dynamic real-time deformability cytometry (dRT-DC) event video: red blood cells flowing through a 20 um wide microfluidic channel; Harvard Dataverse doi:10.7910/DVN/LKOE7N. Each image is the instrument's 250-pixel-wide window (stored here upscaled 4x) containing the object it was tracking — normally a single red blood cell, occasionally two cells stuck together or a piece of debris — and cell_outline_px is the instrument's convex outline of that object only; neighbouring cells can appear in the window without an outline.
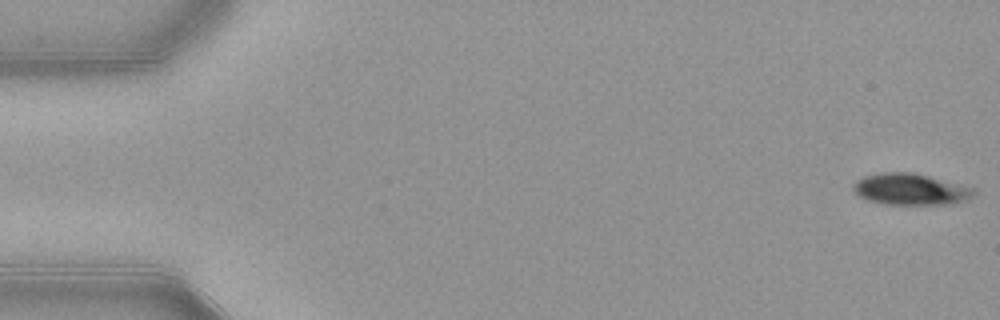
{"species": "common noctule bat (a hibernating species)", "species_latin": "Nyctalus noctula", "temperature_condition": "warm", "stored_images_in_passage": 49, "camera_frame_rate_fps": 3000, "um_per_image_px": 0.085, "animal": {"sex": "female", "body_mass_g": 21.9}, "frame": {"image": 1, "passage_image": 1, "time_ms": 0.0, "image_size_px": [1000, 320], "cell_outline_px": [[976, 192], [972, 196], [960, 200], [944, 204], [884, 204], [868, 200], [860, 196], [852, 188], [852, 184], [856, 180], [864, 176], [880, 172], [916, 172], [972, 188]], "centroid_in_image_um": [77.3, 16.06], "position_along_channel_um": 7.7, "area_um2": 21.73}}
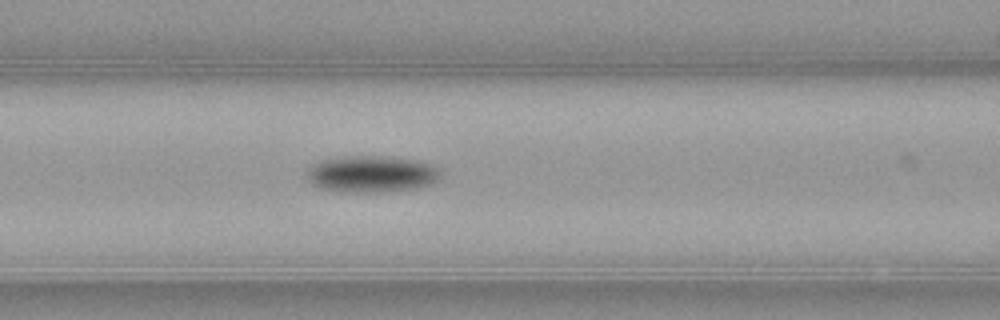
{"frame": {"image": 2, "passage_image": 22, "time_ms": 7.0, "image_size_px": [1000, 320], "cell_outline_px": [[440, 180], [428, 184], [412, 188], [376, 192], [344, 192], [320, 188], [312, 184], [308, 180], [308, 168], [312, 164], [320, 160], [340, 156], [388, 156], [420, 160], [432, 164], [440, 172]], "centroid_in_image_um": [31.56, 14.77], "position_along_channel_um": 135.0, "area_um2": 28.67}}
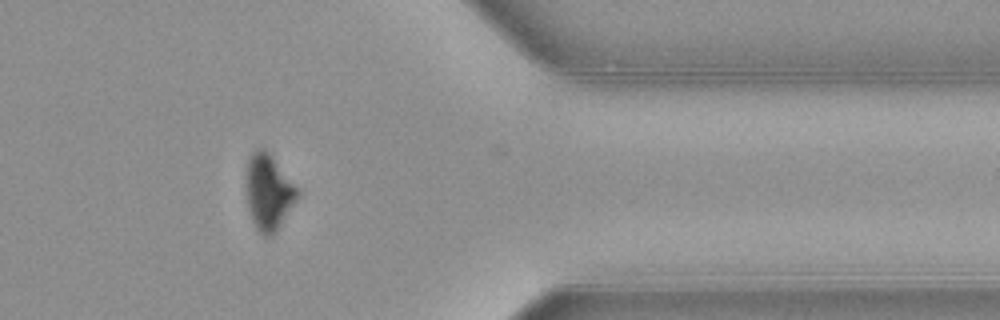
{"frame": {"image": 3, "passage_image": 43, "time_ms": 14.0, "image_size_px": [1000, 320], "cell_outline_px": [[300, 196], [276, 232], [272, 236], [264, 236], [256, 228], [248, 212], [244, 188], [248, 156], [256, 148], [264, 148], [272, 156], [300, 192]], "centroid_in_image_um": [22.79, 16.34], "position_along_channel_um": 388.6, "area_um2": 23.12}, "authors_computed_cell_mechanics": {"area_um2": 25.2586, "velocity_mm_per_s": 3.9062, "shape_relaxation_time_tau1_ms": 1.8756, "shape_relaxation_time_tau2_ms": null, "deformation_change_tau1": 0.1107, "deformation_change_tau2": null}}